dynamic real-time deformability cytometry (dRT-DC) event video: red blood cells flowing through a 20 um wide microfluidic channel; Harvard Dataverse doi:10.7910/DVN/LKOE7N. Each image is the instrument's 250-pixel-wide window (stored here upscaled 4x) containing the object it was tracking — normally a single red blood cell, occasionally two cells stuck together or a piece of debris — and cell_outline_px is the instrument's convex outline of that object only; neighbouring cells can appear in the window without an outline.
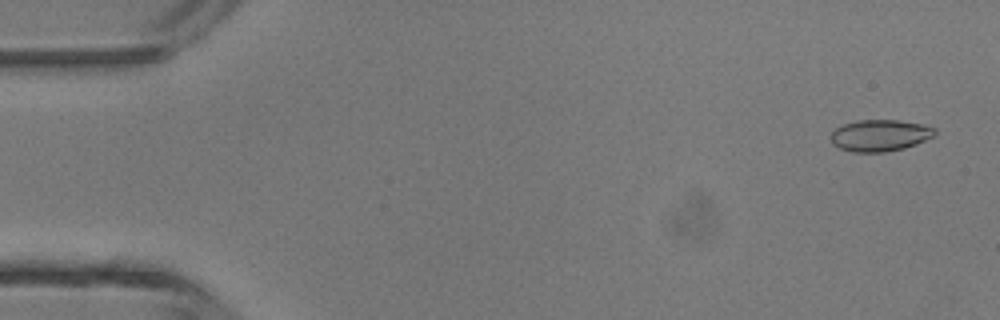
{"species": "common noctule bat (a hibernating species)", "species_latin": "Nyctalus noctula", "temperature_condition": "room temperature", "stored_images_in_passage": 45, "camera_frame_rate_fps": 3000, "um_per_image_px": 0.085, "animal": {"sex": "male", "body_mass_g": 13.3}, "frame": {"image": 1, "passage_image": 2, "time_ms": 0.333, "image_size_px": [1000, 320], "cell_outline_px": [[936, 132], [932, 136], [916, 144], [904, 148], [884, 152], [852, 152], [840, 148], [832, 144], [832, 132], [836, 128], [844, 124], [860, 120], [900, 120], [924, 124], [936, 128]], "centroid_in_image_um": [74.81, 11.51], "position_along_channel_um": 10.2, "area_um2": 19.07}}
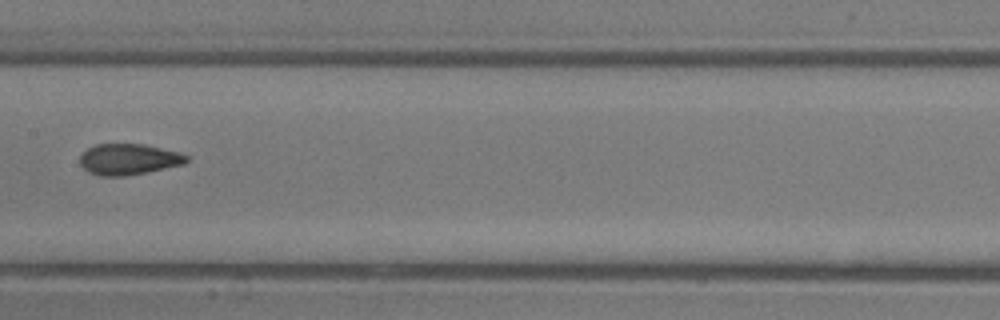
{"frame": {"image": 2, "passage_image": 23, "time_ms": 7.333, "image_size_px": [1000, 320], "cell_outline_px": [[188, 160], [184, 164], [148, 172], [124, 176], [100, 176], [88, 172], [80, 164], [80, 156], [88, 148], [96, 144], [144, 144], [180, 152], [188, 156]], "centroid_in_image_um": [10.94, 13.54], "position_along_channel_um": 196.5, "area_um2": 19.31}}
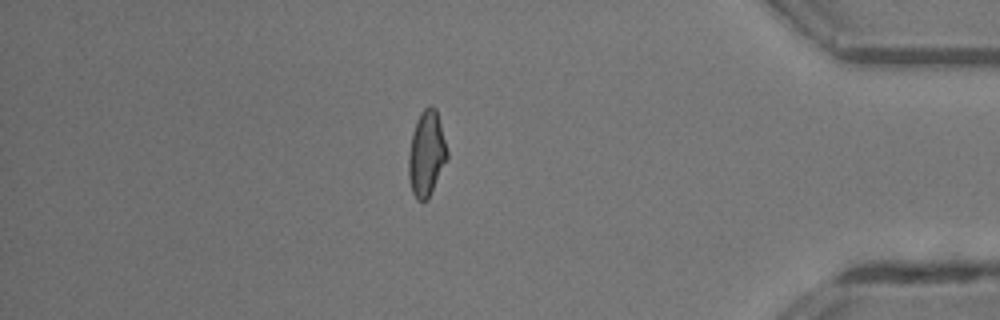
{"frame": {"image": 3, "passage_image": 39, "time_ms": 12.667, "image_size_px": [1000, 320], "cell_outline_px": [[448, 160], [428, 200], [416, 200], [412, 192], [408, 176], [408, 156], [412, 132], [416, 120], [420, 112], [428, 104], [432, 104], [436, 108], [448, 152]], "centroid_in_image_um": [36.25, 13.05], "position_along_channel_um": 398.9, "area_um2": 19.59}, "authors_computed_cell_mechanics": {"area_um2": 19.4208, "velocity_mm_per_s": 4.5237, "shape_relaxation_time_tau1_ms": 7.1958, "shape_relaxation_time_tau2_ms": 1.3041, "deformation_change_tau1": 0.2065, "deformation_change_tau2": 0.0589}}